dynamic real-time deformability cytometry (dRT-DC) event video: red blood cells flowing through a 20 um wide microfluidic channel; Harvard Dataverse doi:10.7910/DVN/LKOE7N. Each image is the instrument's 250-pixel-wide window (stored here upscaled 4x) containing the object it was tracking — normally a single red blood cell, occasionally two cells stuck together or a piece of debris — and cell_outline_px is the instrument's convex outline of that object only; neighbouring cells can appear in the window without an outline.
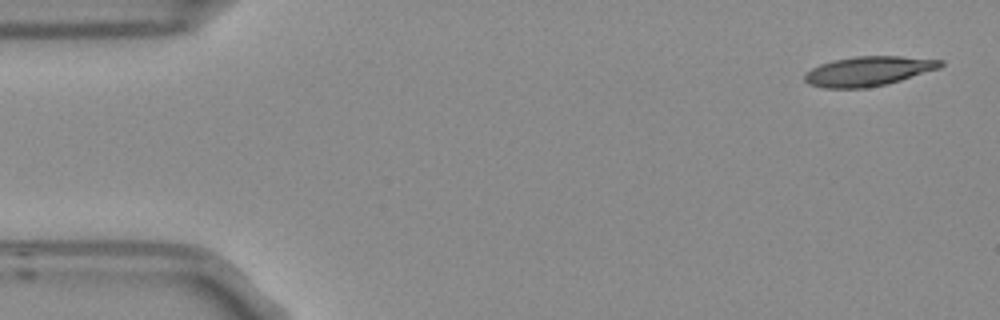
{"species": "Egyptian fruit bat (a non-hibernating species)", "species_latin": "Rousettus aegyptiacus", "temperature_condition": "room temperature", "stored_images_in_passage": 4, "camera_frame_rate_fps": 3000, "um_per_image_px": 0.085, "frame": {"image": 1, "passage_image": 1, "time_ms": 0.0, "image_size_px": [1000, 320], "cell_outline_px": [[944, 64], [940, 68], [900, 80], [884, 84], [864, 88], [824, 88], [808, 84], [804, 80], [804, 72], [820, 64], [832, 60], [856, 56], [900, 56], [944, 60]], "centroid_in_image_um": [73.78, 6.04], "position_along_channel_um": 11.2, "area_um2": 23.41}}